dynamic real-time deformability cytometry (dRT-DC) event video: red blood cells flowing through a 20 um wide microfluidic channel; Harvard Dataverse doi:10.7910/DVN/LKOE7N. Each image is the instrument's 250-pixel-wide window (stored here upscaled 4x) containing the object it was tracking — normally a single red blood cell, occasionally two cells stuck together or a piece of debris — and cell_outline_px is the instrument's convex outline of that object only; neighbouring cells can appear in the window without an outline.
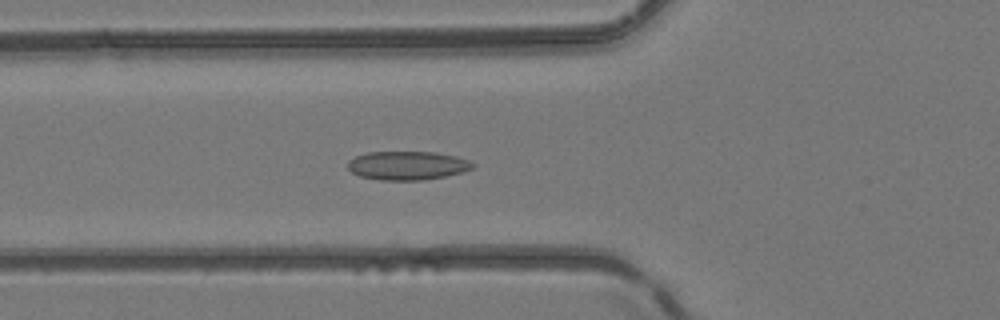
{"species": "common noctule bat (a hibernating species)", "species_latin": "Nyctalus noctula", "temperature_condition": "room temperature", "stored_images_in_passage": 37, "camera_frame_rate_fps": 3000, "um_per_image_px": 0.085, "animal": {"sex": "female", "body_mass_g": 24.6, "forearm_length_mm": 56.2}, "frame": {"image": 1, "passage_image": 7, "time_ms": 2.0, "image_size_px": [1000, 320], "cell_outline_px": [[476, 164], [472, 168], [464, 172], [424, 180], [380, 180], [360, 176], [352, 172], [348, 168], [348, 160], [356, 156], [368, 152], [436, 152], [456, 156], [468, 160]], "centroid_in_image_um": [34.64, 14.07], "position_along_channel_um": 91.2, "area_um2": 20.92}}
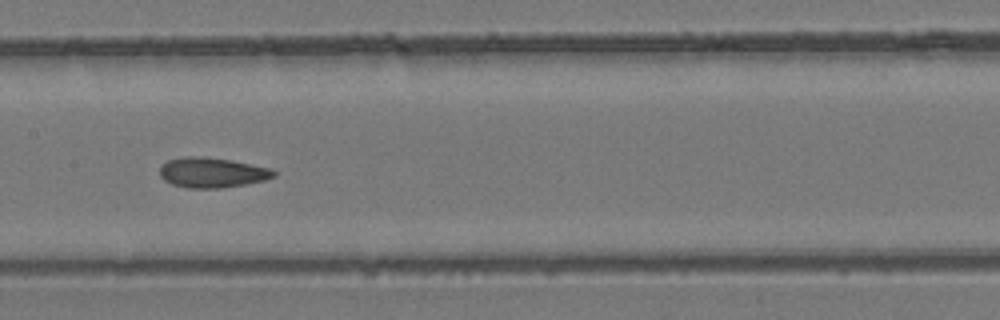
{"frame": {"image": 2, "passage_image": 14, "time_ms": 4.333, "image_size_px": [1000, 320], "cell_outline_px": [[276, 176], [264, 180], [244, 184], [220, 188], [188, 188], [172, 184], [164, 180], [160, 176], [160, 164], [168, 160], [180, 156], [192, 156], [232, 160], [272, 168], [276, 172]], "centroid_in_image_um": [18.01, 14.66], "position_along_channel_um": 189.4, "area_um2": 20.06}}
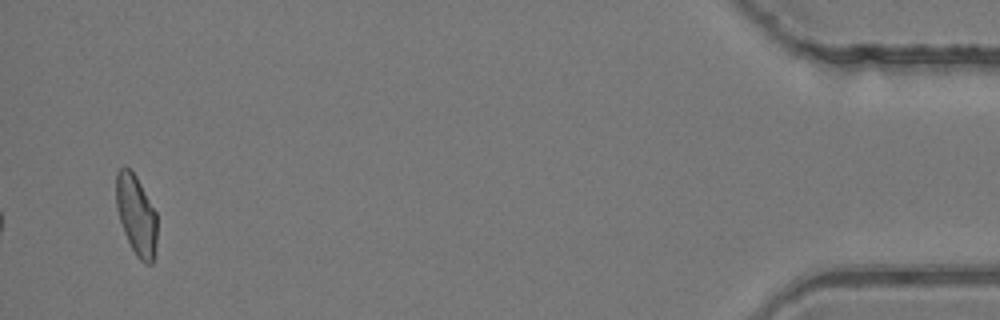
{"frame": {"image": 3, "passage_image": 37, "time_ms": 12.0, "image_size_px": [1000, 320], "cell_outline_px": [[156, 244], [152, 264], [144, 264], [136, 256], [124, 232], [116, 208], [116, 172], [120, 168], [128, 168], [136, 176], [156, 212]], "centroid_in_image_um": [11.58, 18.3], "position_along_channel_um": 423.6, "area_um2": 18.9}, "authors_computed_cell_mechanics": {"area_um2": 19.5364, "velocity_mm_per_s": 4.1657, "shape_relaxation_time_tau1_ms": null, "shape_relaxation_time_tau2_ms": 2.0906, "deformation_change_tau1": null, "deformation_change_tau2": 0.089}}